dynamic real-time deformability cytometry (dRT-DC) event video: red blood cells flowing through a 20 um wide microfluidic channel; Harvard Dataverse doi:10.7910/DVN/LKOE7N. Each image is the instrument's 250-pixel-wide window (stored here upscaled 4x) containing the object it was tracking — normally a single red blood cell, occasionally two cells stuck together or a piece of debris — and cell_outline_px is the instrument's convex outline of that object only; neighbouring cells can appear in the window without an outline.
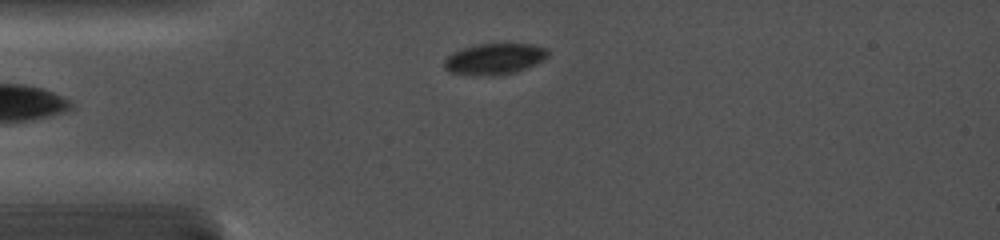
{"species": "common noctule bat (a hibernating species)", "species_latin": "Nyctalus noctula", "temperature_condition": "cold", "stored_images_in_passage": 15, "camera_frame_rate_fps": 5000, "um_per_image_px": 0.085, "animal": {"sex": "female", "body_mass_g": 19.0, "forearm_length_mm": 56.7}, "frame": {"image": 1, "passage_image": 6, "time_ms": 1.6, "image_size_px": [1000, 240], "cell_outline_px": [[548, 56], [544, 60], [536, 64], [516, 72], [496, 76], [472, 76], [448, 72], [444, 68], [444, 60], [452, 52], [476, 44], [532, 44], [548, 48]], "centroid_in_image_um": [42.02, 5.03], "position_along_channel_um": 43.0, "area_um2": 19.13}}
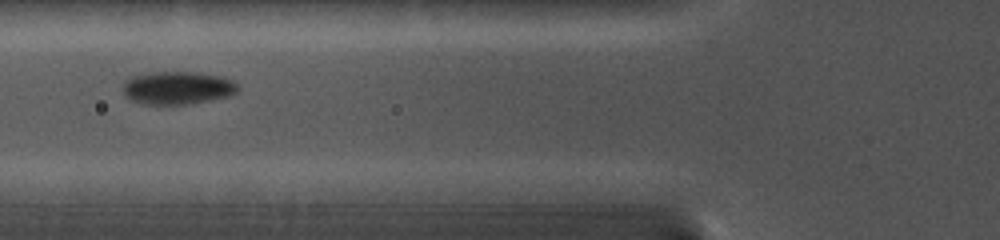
{"frame": {"image": 2, "passage_image": 12, "time_ms": 3.8, "image_size_px": [1000, 240], "cell_outline_px": [[240, 88], [236, 92], [228, 96], [188, 104], [144, 104], [132, 100], [124, 96], [124, 80], [132, 76], [152, 72], [192, 72], [220, 76], [232, 80]], "centroid_in_image_um": [15.07, 7.46], "position_along_channel_um": 110.7, "area_um2": 21.91}}
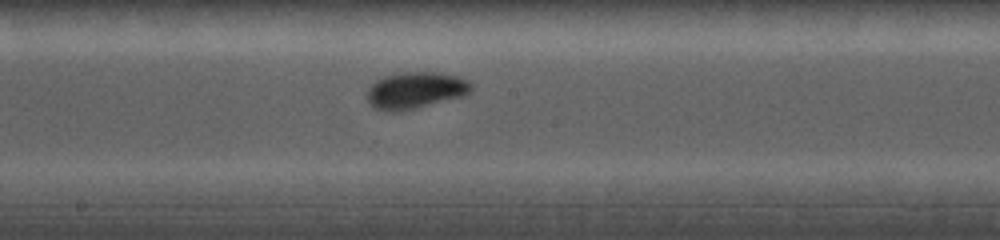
{"frame": {"image": 3, "passage_image": 15, "time_ms": 6.4, "image_size_px": [1000, 240], "cell_outline_px": [[472, 92], [464, 96], [400, 112], [388, 112], [376, 108], [364, 96], [368, 88], [376, 80], [384, 76], [404, 72], [436, 72], [456, 76], [468, 80], [472, 84]], "centroid_in_image_um": [35.31, 7.68], "position_along_channel_um": 212.9, "area_um2": 22.43}}